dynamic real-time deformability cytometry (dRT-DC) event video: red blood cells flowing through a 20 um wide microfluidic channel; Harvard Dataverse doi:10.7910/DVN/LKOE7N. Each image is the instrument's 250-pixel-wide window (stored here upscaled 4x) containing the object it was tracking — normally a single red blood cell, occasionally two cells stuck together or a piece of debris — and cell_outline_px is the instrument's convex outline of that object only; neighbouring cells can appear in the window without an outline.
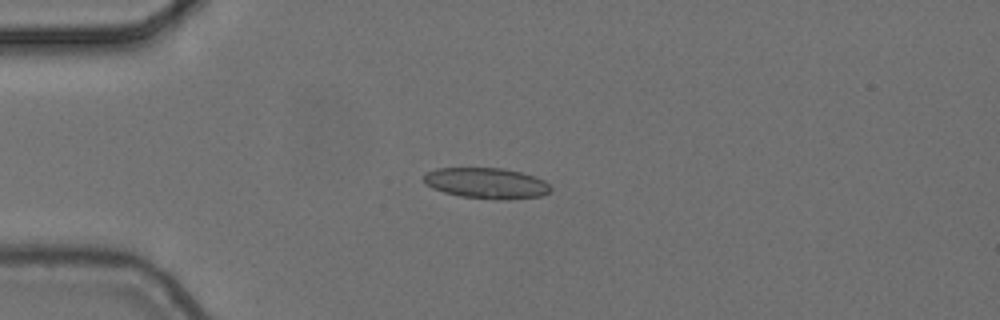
{"species": "common noctule bat (a hibernating species)", "species_latin": "Nyctalus noctula", "temperature_condition": "cold", "stored_images_in_passage": 5, "camera_frame_rate_fps": 3000, "um_per_image_px": 0.085, "animal": {"sex": "female", "body_mass_g": 24.6, "forearm_length_mm": 56.2}, "frame": {"image": 1, "passage_image": 2, "time_ms": 0.333, "image_size_px": [1000, 320], "cell_outline_px": [[552, 188], [548, 192], [540, 196], [504, 200], [460, 196], [444, 192], [432, 188], [424, 184], [424, 172], [436, 168], [504, 168], [520, 172], [544, 180]], "centroid_in_image_um": [41.3, 15.56], "position_along_channel_um": 43.7, "area_um2": 22.72}}
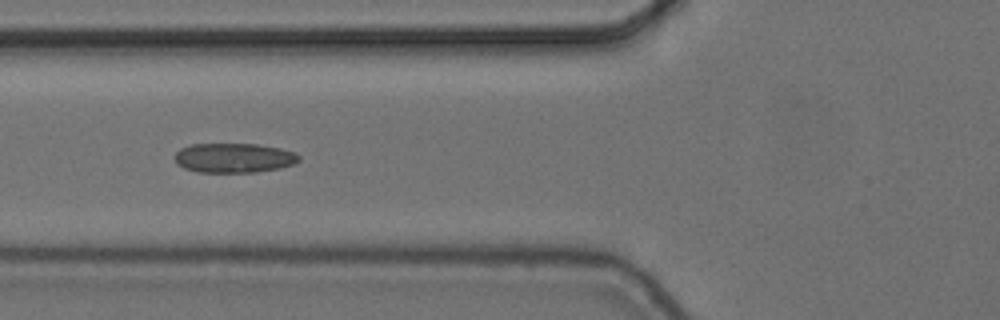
{"frame": {"image": 2, "passage_image": 4, "time_ms": 1.0, "image_size_px": [1000, 320], "cell_outline_px": [[300, 160], [292, 164], [280, 168], [256, 172], [196, 172], [184, 168], [176, 164], [176, 152], [180, 148], [192, 144], [256, 144], [280, 148], [296, 152], [300, 156]], "centroid_in_image_um": [19.89, 13.42], "position_along_channel_um": 105.9, "area_um2": 21.44}}
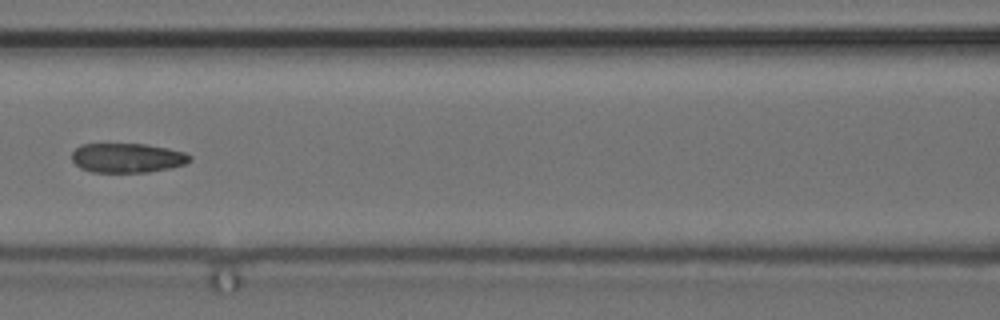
{"frame": {"image": 3, "passage_image": 5, "time_ms": 1.333, "image_size_px": [1000, 320], "cell_outline_px": [[192, 160], [184, 164], [168, 168], [148, 172], [92, 172], [80, 168], [72, 160], [72, 152], [80, 144], [144, 144], [168, 148], [184, 152], [192, 156]], "centroid_in_image_um": [10.81, 13.42], "position_along_channel_um": 155.8, "area_um2": 20.23}}